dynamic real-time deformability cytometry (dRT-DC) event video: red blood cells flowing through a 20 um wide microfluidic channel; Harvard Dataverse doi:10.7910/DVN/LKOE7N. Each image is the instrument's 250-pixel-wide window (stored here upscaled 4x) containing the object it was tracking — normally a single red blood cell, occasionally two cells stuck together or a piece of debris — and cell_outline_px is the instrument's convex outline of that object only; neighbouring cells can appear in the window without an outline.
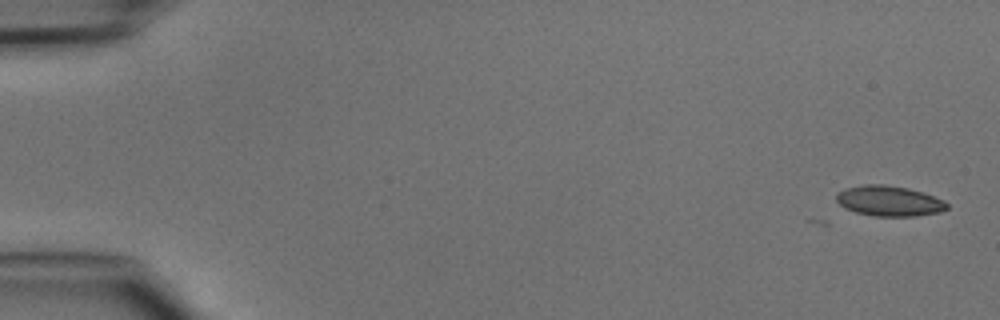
{"species": "common noctule bat (a hibernating species)", "species_latin": "Nyctalus noctula", "temperature_condition": "cold", "stored_images_in_passage": 3, "camera_frame_rate_fps": 3000, "um_per_image_px": 0.085, "animal": {"sex": "male", "body_mass_g": 15.6}, "frame": {"image": 1, "passage_image": 3, "time_ms": 0.667, "image_size_px": [1000, 320], "cell_outline_px": [[948, 208], [940, 212], [916, 216], [872, 216], [856, 212], [844, 208], [836, 200], [836, 196], [844, 188], [864, 184], [880, 184], [908, 188], [944, 200], [948, 204]], "centroid_in_image_um": [75.56, 17.09], "position_along_channel_um": 9.4, "area_um2": 19.48}}